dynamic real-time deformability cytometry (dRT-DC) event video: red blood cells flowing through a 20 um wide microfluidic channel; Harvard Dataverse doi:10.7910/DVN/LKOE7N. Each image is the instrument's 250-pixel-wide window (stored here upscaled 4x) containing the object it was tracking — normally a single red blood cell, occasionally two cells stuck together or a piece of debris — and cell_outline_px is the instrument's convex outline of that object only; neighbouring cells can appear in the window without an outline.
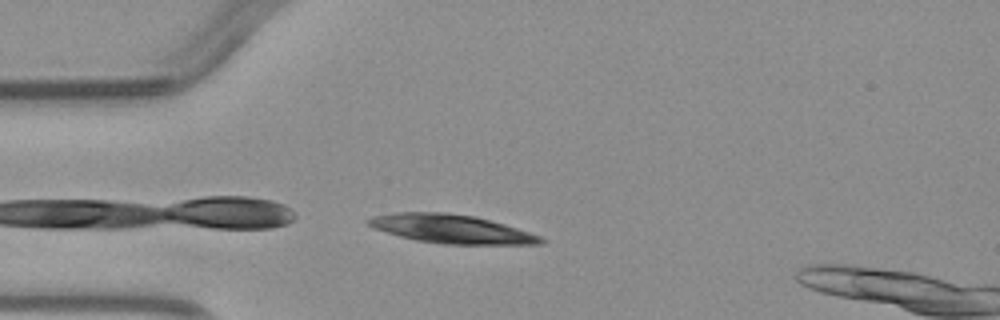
{"species": "common noctule bat (a hibernating species)", "species_latin": "Nyctalus noctula", "temperature_condition": "warm", "stored_images_in_passage": 5, "camera_frame_rate_fps": 3000, "um_per_image_px": 0.085, "animal": {"sex": "male", "body_mass_g": 23.1, "forearm_length_mm": 52.7}, "frame": {"image": 1, "passage_image": 4, "time_ms": 3.667, "image_size_px": [1000, 320], "cell_outline_px": [[548, 240], [544, 244], [444, 244], [416, 240], [400, 236], [372, 228], [364, 220], [372, 216], [396, 212], [444, 212], [476, 216], [504, 224], [540, 236]], "centroid_in_image_um": [38.35, 19.45], "position_along_channel_um": 46.7, "area_um2": 28.84}}